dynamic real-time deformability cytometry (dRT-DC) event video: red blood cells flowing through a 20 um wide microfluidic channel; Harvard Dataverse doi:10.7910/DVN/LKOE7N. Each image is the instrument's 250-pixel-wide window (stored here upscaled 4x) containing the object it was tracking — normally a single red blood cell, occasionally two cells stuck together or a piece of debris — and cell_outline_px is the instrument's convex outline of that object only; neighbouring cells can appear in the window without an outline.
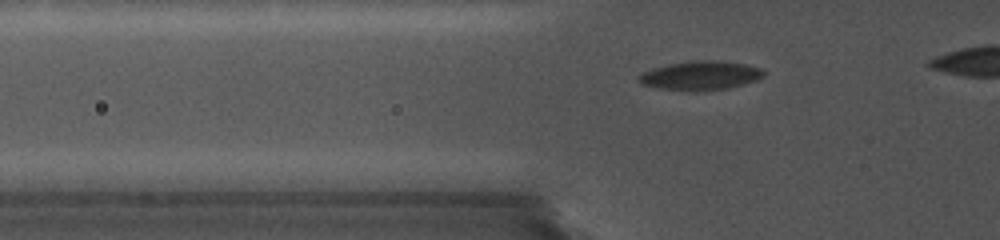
{"species": "common noctule bat (a hibernating species)", "species_latin": "Nyctalus noctula", "temperature_condition": "cold", "stored_images_in_passage": 33, "camera_frame_rate_fps": 5000, "um_per_image_px": 0.085, "animal": {"sex": "female", "body_mass_g": 19.0, "forearm_length_mm": 56.7}, "frame": {"image": 1, "passage_image": 6, "time_ms": 2.8, "image_size_px": [1000, 240], "cell_outline_px": [[764, 76], [756, 80], [728, 88], [660, 88], [644, 84], [636, 80], [636, 76], [652, 68], [668, 64], [692, 60], [716, 60], [744, 64], [760, 68], [764, 72]], "centroid_in_image_um": [59.53, 6.36], "position_along_channel_um": 66.3, "area_um2": 20.11}}
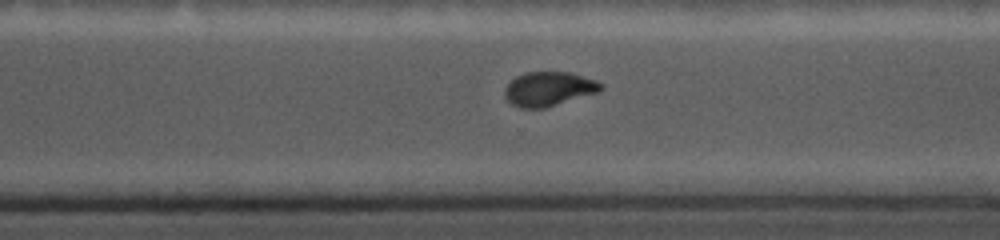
{"frame": {"image": 2, "passage_image": 28, "time_ms": 9.8, "image_size_px": [1000, 240], "cell_outline_px": [[604, 88], [600, 92], [544, 108], [520, 108], [512, 104], [504, 96], [504, 88], [516, 76], [524, 72], [568, 72], [596, 80], [604, 84]], "centroid_in_image_um": [46.66, 7.56], "position_along_channel_um": 323.9, "area_um2": 19.31}}